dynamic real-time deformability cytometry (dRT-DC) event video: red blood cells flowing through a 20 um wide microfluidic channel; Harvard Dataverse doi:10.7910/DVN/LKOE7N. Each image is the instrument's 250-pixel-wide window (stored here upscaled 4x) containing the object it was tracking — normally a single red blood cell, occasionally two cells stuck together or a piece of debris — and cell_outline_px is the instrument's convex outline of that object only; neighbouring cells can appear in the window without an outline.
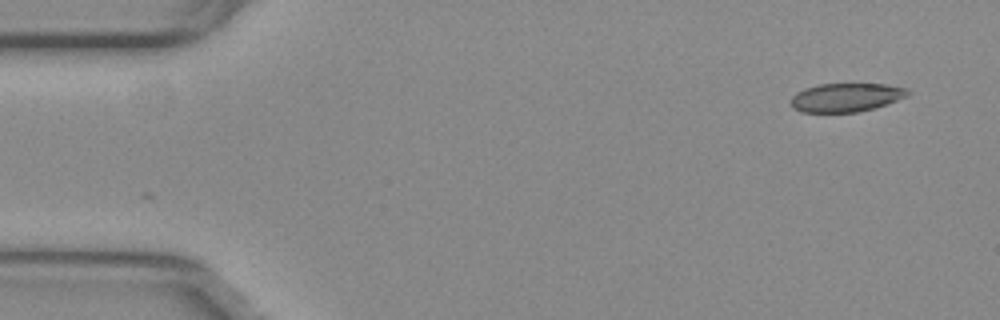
{"species": "common noctule bat (a hibernating species)", "species_latin": "Nyctalus noctula", "temperature_condition": "warm", "stored_images_in_passage": 52, "camera_frame_rate_fps": 3000, "um_per_image_px": 0.085, "animal": {"sex": "female", "body_mass_g": 29.2, "forearm_length_mm": 56.3}, "frame": {"image": 1, "passage_image": 1, "time_ms": 0.0, "image_size_px": [1000, 320], "cell_outline_px": [[912, 92], [908, 96], [872, 108], [856, 112], [804, 112], [792, 108], [792, 96], [796, 92], [804, 88], [820, 84], [884, 84], [908, 88]], "centroid_in_image_um": [71.92, 8.27], "position_along_channel_um": 13.1, "area_um2": 19.36}}
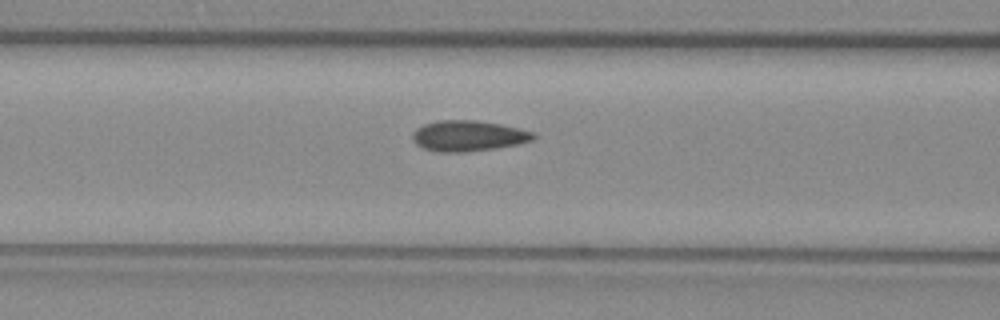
{"frame": {"image": 2, "passage_image": 19, "time_ms": 6.0, "image_size_px": [1000, 320], "cell_outline_px": [[536, 136], [532, 140], [516, 144], [496, 148], [464, 152], [436, 152], [424, 148], [416, 144], [412, 140], [412, 132], [416, 128], [424, 124], [436, 120], [476, 120], [500, 124], [520, 128], [536, 132]], "centroid_in_image_um": [39.78, 11.54], "position_along_channel_um": 126.8, "area_um2": 21.79}}
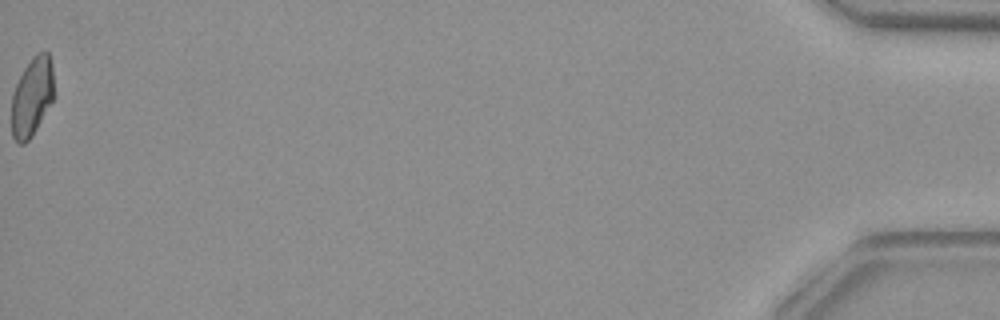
{"frame": {"image": 3, "passage_image": 52, "time_ms": 17.0, "image_size_px": [1000, 320], "cell_outline_px": [[52, 100], [32, 136], [24, 144], [20, 144], [12, 136], [12, 96], [16, 84], [24, 68], [32, 56], [36, 52], [44, 48], [48, 52], [52, 64]], "centroid_in_image_um": [2.71, 8.17], "position_along_channel_um": 432.5, "area_um2": 19.25}, "authors_computed_cell_mechanics": {"area_um2": 20.7213, "velocity_mm_per_s": 3.7901, "shape_relaxation_time_tau1_ms": null, "shape_relaxation_time_tau2_ms": 1.2861, "deformation_change_tau1": null, "deformation_change_tau2": 0.0734}}